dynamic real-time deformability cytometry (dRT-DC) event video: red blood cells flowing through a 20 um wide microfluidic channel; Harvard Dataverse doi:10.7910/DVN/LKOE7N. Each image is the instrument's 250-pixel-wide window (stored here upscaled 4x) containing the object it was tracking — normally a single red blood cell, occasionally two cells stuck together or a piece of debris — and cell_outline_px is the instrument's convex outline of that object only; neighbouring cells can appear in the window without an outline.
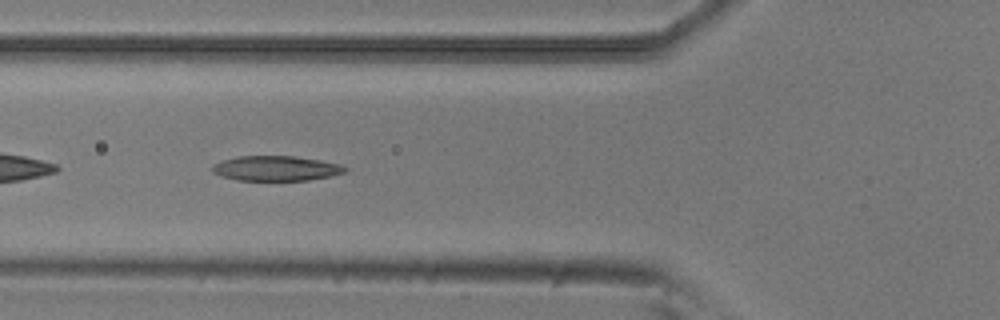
{"species": "common noctule bat (a hibernating species)", "species_latin": "Nyctalus noctula", "temperature_condition": "room temperature", "stored_images_in_passage": 40, "camera_frame_rate_fps": 3000, "um_per_image_px": 0.085, "animal": {"sex": "male", "body_mass_g": 20.5, "forearm_length_mm": 52.5}, "frame": {"image": 1, "passage_image": 6, "time_ms": 1.667, "image_size_px": [1000, 320], "cell_outline_px": [[348, 168], [344, 172], [328, 176], [308, 180], [236, 180], [220, 176], [212, 172], [212, 164], [220, 160], [236, 156], [296, 156], [320, 160], [340, 164]], "centroid_in_image_um": [23.39, 14.3], "position_along_channel_um": 102.4, "area_um2": 19.36}}
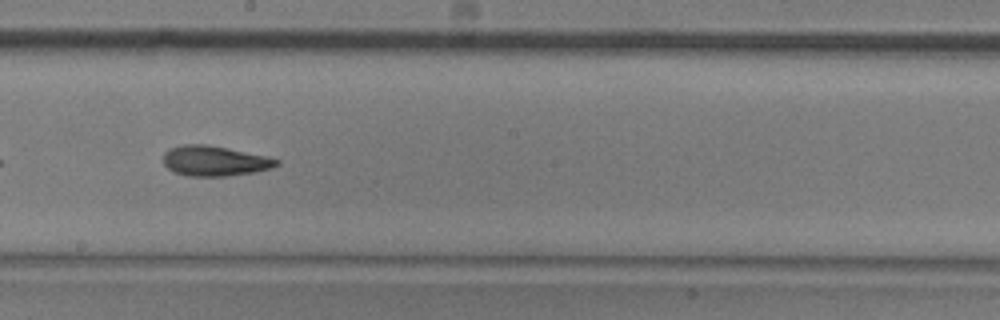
{"frame": {"image": 2, "passage_image": 16, "time_ms": 5.0, "image_size_px": [1000, 320], "cell_outline_px": [[280, 164], [272, 168], [252, 172], [224, 176], [188, 176], [176, 172], [168, 168], [164, 164], [164, 152], [168, 148], [184, 144], [208, 144], [268, 156], [280, 160]], "centroid_in_image_um": [18.25, 13.66], "position_along_channel_um": 229.9, "area_um2": 19.94}}
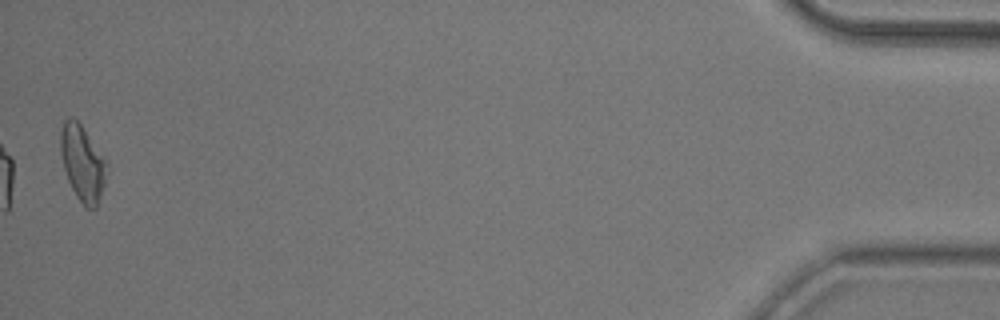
{"frame": {"image": 3, "passage_image": 39, "time_ms": 12.667, "image_size_px": [1000, 320], "cell_outline_px": [[108, 164], [104, 184], [96, 208], [84, 208], [76, 196], [68, 180], [64, 168], [60, 152], [60, 132], [64, 120], [68, 116], [72, 116], [80, 124]], "centroid_in_image_um": [6.99, 13.87], "position_along_channel_um": 428.2, "area_um2": 20.11}, "authors_computed_cell_mechanics": {"area_um2": 19.5653, "velocity_mm_per_s": 3.8083, "shape_relaxation_time_tau1_ms": 8.6842, "shape_relaxation_time_tau2_ms": 5.1171, "deformation_change_tau1": 0.2011, "deformation_change_tau2": 0.1405}}